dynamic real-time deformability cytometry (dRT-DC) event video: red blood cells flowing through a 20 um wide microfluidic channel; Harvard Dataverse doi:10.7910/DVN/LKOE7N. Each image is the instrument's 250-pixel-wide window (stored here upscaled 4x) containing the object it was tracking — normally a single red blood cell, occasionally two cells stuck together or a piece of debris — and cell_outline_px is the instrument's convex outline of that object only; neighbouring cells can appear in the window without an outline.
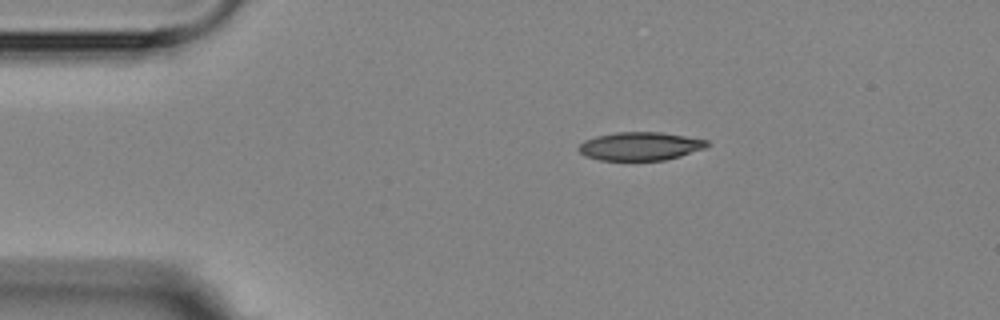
{"species": "Egyptian fruit bat (a non-hibernating species)", "species_latin": "Rousettus aegyptiacus", "temperature_condition": "room temperature", "stored_images_in_passage": 2, "camera_frame_rate_fps": 3000, "um_per_image_px": 0.085, "animal": {"sex": "female"}, "frame": {"image": 1, "passage_image": 1, "time_ms": 0.0, "image_size_px": [1000, 320], "cell_outline_px": [[708, 144], [704, 148], [680, 156], [664, 160], [600, 160], [584, 156], [576, 148], [584, 140], [596, 136], [616, 132], [660, 132], [708, 140]], "centroid_in_image_um": [54.36, 12.43], "position_along_channel_um": 30.6, "area_um2": 21.1}}